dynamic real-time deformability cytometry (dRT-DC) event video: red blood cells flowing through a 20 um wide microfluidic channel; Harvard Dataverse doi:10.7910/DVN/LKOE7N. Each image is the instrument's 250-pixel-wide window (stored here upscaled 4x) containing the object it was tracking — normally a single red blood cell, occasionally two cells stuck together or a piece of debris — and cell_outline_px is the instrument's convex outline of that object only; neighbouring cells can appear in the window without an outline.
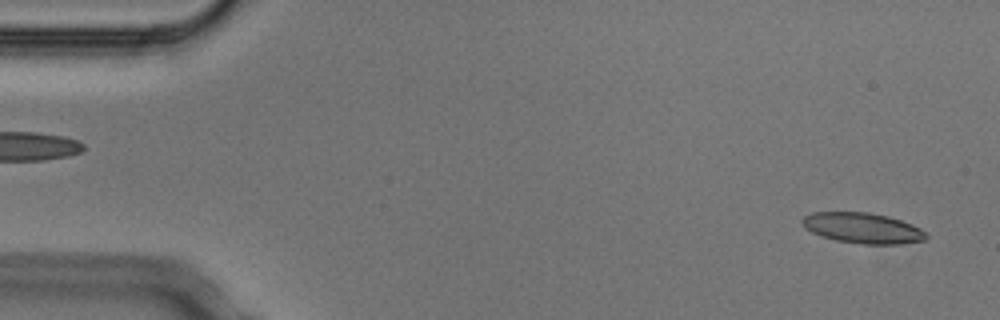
{"species": "Egyptian fruit bat (a non-hibernating species)", "species_latin": "Rousettus aegyptiacus", "temperature_condition": "cold", "stored_images_in_passage": 5, "segment_of_instrument_passage": [2, 2], "camera_frame_rate_fps": 3000, "um_per_image_px": 0.085, "animal": {"sex": "male"}, "frame": {"image": 1, "passage_image": 5, "time_ms": 1.333, "image_size_px": [1000, 320], "cell_outline_px": [[928, 240], [900, 244], [860, 244], [836, 240], [820, 236], [812, 232], [800, 220], [804, 216], [812, 212], [868, 212], [888, 216], [912, 224], [928, 232]], "centroid_in_image_um": [73.38, 19.39], "position_along_channel_um": 11.6, "area_um2": 22.2}}